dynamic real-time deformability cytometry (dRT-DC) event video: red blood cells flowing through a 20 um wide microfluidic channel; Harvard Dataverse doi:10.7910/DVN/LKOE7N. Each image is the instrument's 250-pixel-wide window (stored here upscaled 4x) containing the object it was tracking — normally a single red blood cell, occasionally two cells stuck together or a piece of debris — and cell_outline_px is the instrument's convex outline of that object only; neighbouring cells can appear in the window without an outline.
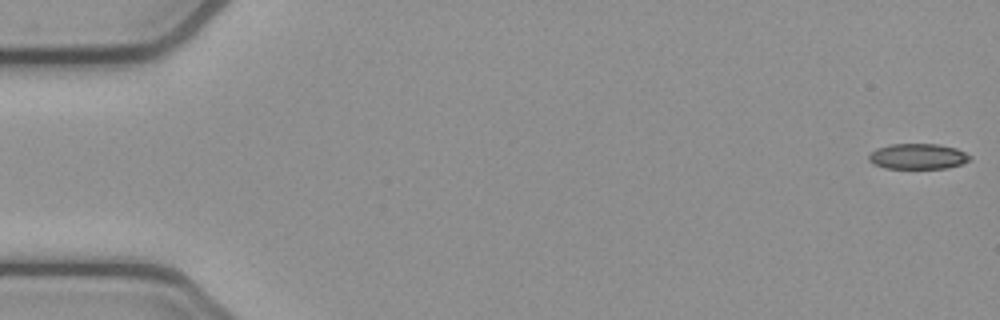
{"species": "common noctule bat (a hibernating species)", "species_latin": "Nyctalus noctula", "temperature_condition": "cold", "stored_images_in_passage": 54, "camera_frame_rate_fps": 3000, "um_per_image_px": 0.085, "animal": {"sex": "female", "body_mass_g": 21.9}, "frame": {"image": 1, "passage_image": 1, "time_ms": 0.0, "image_size_px": [1000, 320], "cell_outline_px": [[972, 160], [948, 168], [884, 168], [872, 164], [868, 160], [868, 156], [876, 148], [888, 144], [936, 144], [956, 148], [972, 156]], "centroid_in_image_um": [78.0, 13.29], "position_along_channel_um": 7.0, "area_um2": 15.14}}
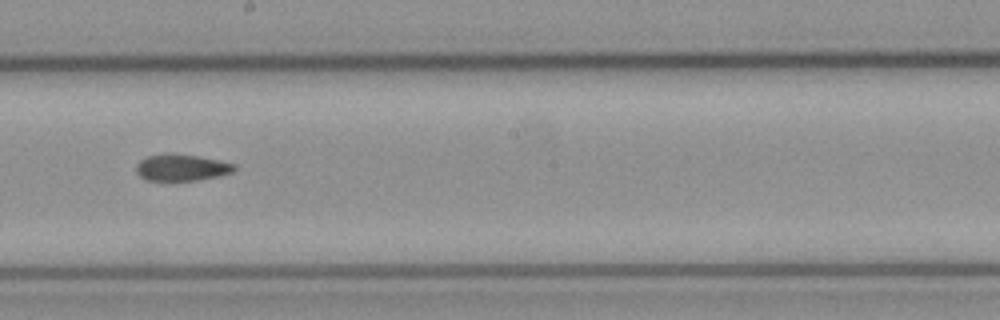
{"frame": {"image": 2, "passage_image": 30, "time_ms": 9.667, "image_size_px": [1000, 320], "cell_outline_px": [[236, 168], [232, 172], [220, 176], [200, 180], [144, 180], [136, 172], [136, 164], [140, 160], [148, 156], [164, 152], [172, 152], [200, 156], [220, 160], [236, 164]], "centroid_in_image_um": [15.44, 14.22], "position_along_channel_um": 232.8, "area_um2": 15.61}}
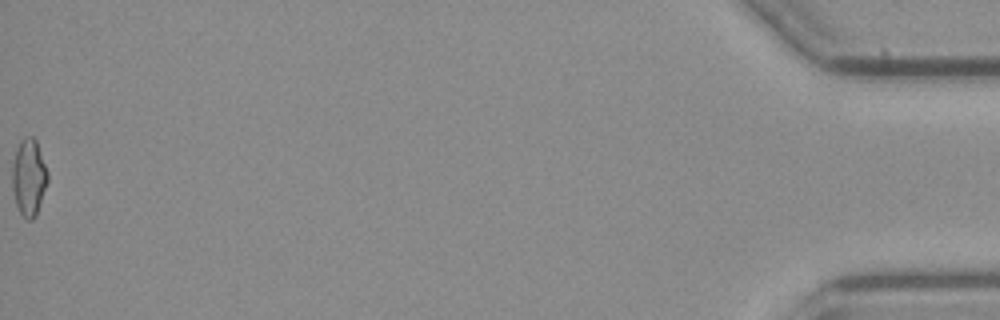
{"frame": {"image": 3, "passage_image": 54, "time_ms": 17.667, "image_size_px": [1000, 320], "cell_outline_px": [[48, 180], [36, 216], [32, 220], [28, 220], [20, 212], [16, 204], [12, 188], [12, 164], [16, 148], [20, 140], [24, 136], [32, 136], [36, 140], [48, 172]], "centroid_in_image_um": [2.44, 15.05], "position_along_channel_um": 432.8, "area_um2": 15.95}, "authors_computed_cell_mechanics": {"area_um2": 15.606, "velocity_mm_per_s": 3.8377, "shape_relaxation_time_tau1_ms": null, "shape_relaxation_time_tau2_ms": 7.7526, "deformation_change_tau1": null, "deformation_change_tau2": 0.1536}}